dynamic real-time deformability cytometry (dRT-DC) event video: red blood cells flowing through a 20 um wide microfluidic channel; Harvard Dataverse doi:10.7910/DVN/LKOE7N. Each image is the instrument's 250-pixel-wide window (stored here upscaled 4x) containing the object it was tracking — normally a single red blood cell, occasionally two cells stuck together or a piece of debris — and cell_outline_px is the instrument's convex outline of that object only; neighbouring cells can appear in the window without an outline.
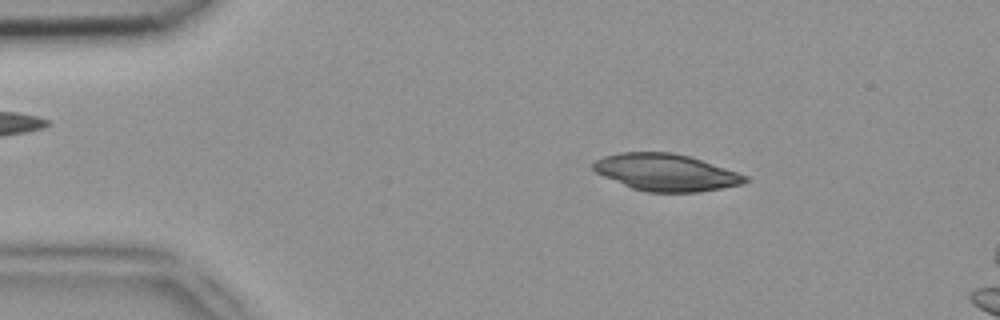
{"species": "common noctule bat (a hibernating species)", "species_latin": "Nyctalus noctula", "temperature_condition": "room temperature", "stored_images_in_passage": 14, "camera_frame_rate_fps": 3000, "um_per_image_px": 0.085, "animal": {"sex": "female", "body_mass_g": 18.4}, "frame": {"image": 1, "passage_image": 8, "time_ms": 2.333, "image_size_px": [1000, 320], "cell_outline_px": [[748, 180], [744, 184], [700, 192], [648, 192], [632, 188], [604, 176], [596, 172], [592, 168], [592, 164], [596, 160], [604, 156], [620, 152], [668, 152], [688, 156], [748, 176]], "centroid_in_image_um": [56.6, 14.66], "position_along_channel_um": 28.4, "area_um2": 32.37}}